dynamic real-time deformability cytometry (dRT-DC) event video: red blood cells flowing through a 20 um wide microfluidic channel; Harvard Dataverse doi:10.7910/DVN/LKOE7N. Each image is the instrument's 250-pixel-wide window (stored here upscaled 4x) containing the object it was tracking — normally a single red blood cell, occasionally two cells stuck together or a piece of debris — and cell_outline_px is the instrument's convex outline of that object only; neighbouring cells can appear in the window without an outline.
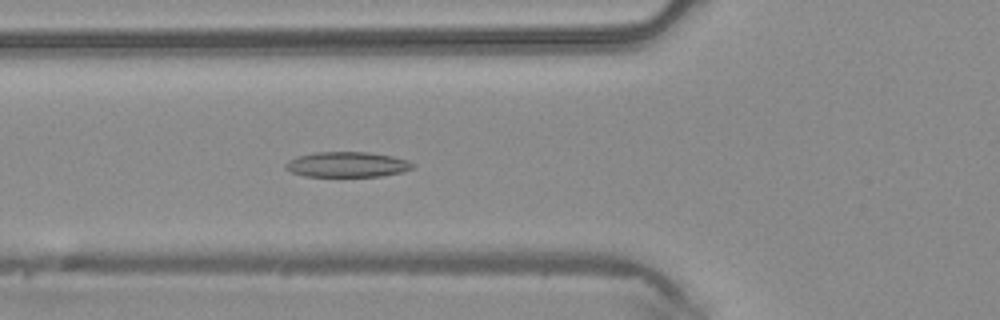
{"species": "common noctule bat (a hibernating species)", "species_latin": "Nyctalus noctula", "temperature_condition": "warm", "stored_images_in_passage": 37, "segment_of_instrument_passage": [1, 2], "camera_frame_rate_fps": 3000, "um_per_image_px": 0.085, "animal": {"sex": "male", "body_mass_g": 20.4}, "frame": {"image": 1, "passage_image": 6, "time_ms": 1.667, "image_size_px": [1000, 320], "cell_outline_px": [[416, 168], [404, 172], [384, 176], [304, 176], [292, 172], [284, 168], [284, 164], [288, 160], [296, 156], [316, 152], [368, 152], [392, 156], [408, 160], [416, 164]], "centroid_in_image_um": [29.55, 13.98], "position_along_channel_um": 96.3, "area_um2": 19.02}}
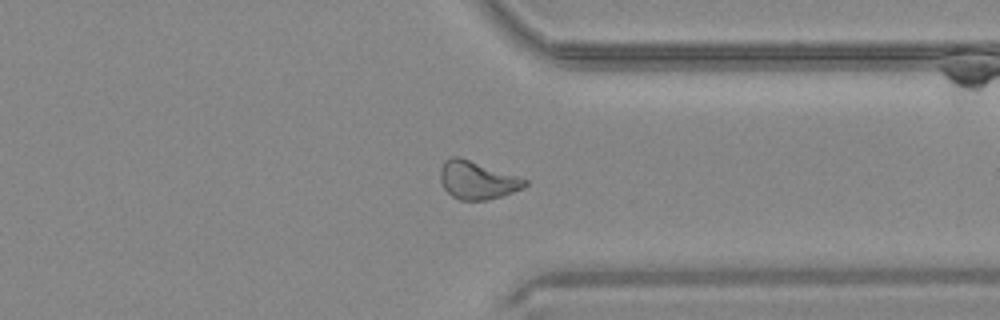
{"frame": {"image": 2, "passage_image": 25, "time_ms": 8.0, "image_size_px": [1000, 320], "cell_outline_px": [[528, 184], [524, 188], [504, 196], [488, 200], [460, 200], [452, 196], [444, 188], [440, 180], [440, 168], [444, 160], [452, 156], [460, 156], [528, 180]], "centroid_in_image_um": [40.56, 15.31], "position_along_channel_um": 370.8, "area_um2": 18.9}}
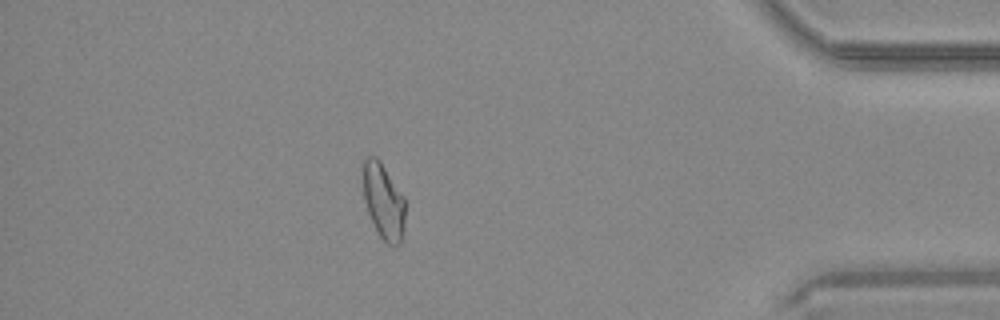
{"frame": {"image": 3, "passage_image": 30, "time_ms": 9.667, "image_size_px": [1000, 320], "cell_outline_px": [[404, 228], [400, 244], [396, 248], [392, 248], [380, 236], [368, 212], [364, 200], [364, 156], [376, 156], [380, 160], [404, 196]], "centroid_in_image_um": [32.62, 17.12], "position_along_channel_um": 402.6, "area_um2": 18.5}}